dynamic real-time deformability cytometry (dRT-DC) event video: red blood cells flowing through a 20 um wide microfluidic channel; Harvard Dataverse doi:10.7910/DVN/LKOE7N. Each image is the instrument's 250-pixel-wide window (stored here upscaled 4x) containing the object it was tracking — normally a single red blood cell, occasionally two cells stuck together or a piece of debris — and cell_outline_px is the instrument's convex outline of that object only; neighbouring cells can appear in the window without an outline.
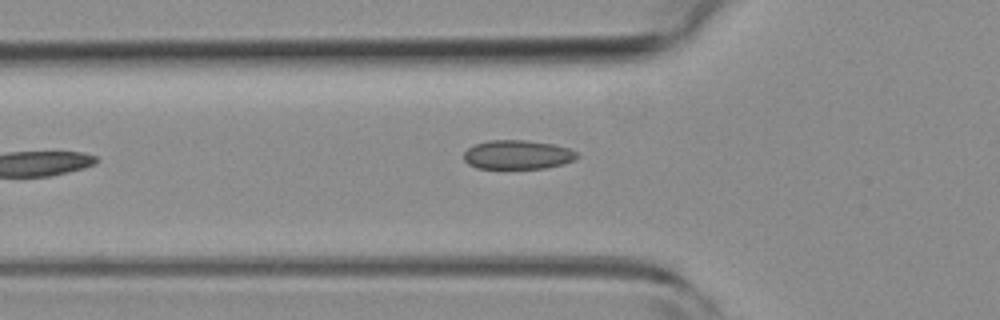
{"species": "common noctule bat (a hibernating species)", "species_latin": "Nyctalus noctula", "temperature_condition": "room temperature", "stored_images_in_passage": 3, "camera_frame_rate_fps": 3000, "um_per_image_px": 0.085, "animal": {"sex": "female", "body_mass_g": 19.3, "forearm_length_mm": 54.1}, "frame": {"image": 1, "passage_image": 3, "time_ms": 0.667, "image_size_px": [1000, 320], "cell_outline_px": [[580, 156], [564, 164], [544, 168], [476, 168], [468, 164], [464, 160], [464, 152], [468, 148], [476, 144], [488, 140], [524, 140], [552, 144], [568, 148], [576, 152]], "centroid_in_image_um": [43.98, 13.15], "position_along_channel_um": 81.8, "area_um2": 19.07}}